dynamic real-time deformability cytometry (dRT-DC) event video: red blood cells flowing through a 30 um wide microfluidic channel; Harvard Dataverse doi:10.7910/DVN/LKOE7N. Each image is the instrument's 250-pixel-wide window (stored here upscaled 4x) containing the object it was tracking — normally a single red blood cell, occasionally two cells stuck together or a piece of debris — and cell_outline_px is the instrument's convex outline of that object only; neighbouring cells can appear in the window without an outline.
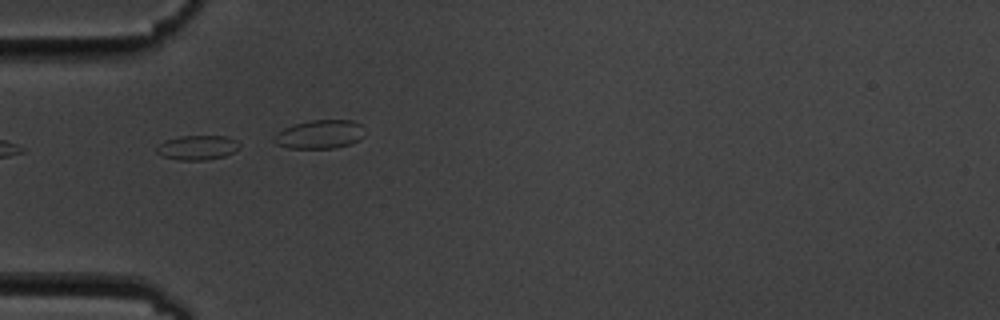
{"species": "common noctule bat (a hibernating species)", "species_latin": "Nyctalus noctula", "temperature_condition": "cold", "stored_images_in_passage": 3, "camera_frame_rate_fps": 3000, "um_per_image_px": 0.085, "animal": {"sex": "male", "body_mass_g": 19.5, "forearm_length_mm": 54.6}, "frame": {"image": 1, "passage_image": 1, "time_ms": 0.0, "image_size_px": [1000, 320], "cell_outline_px": [[240, 148], [224, 156], [208, 160], [180, 160], [160, 156], [156, 152], [156, 148], [160, 144], [168, 140], [180, 136], [228, 136], [236, 140], [240, 144]], "centroid_in_image_um": [16.8, 12.55], "position_along_channel_um": 68.2, "area_um2": 11.85}}
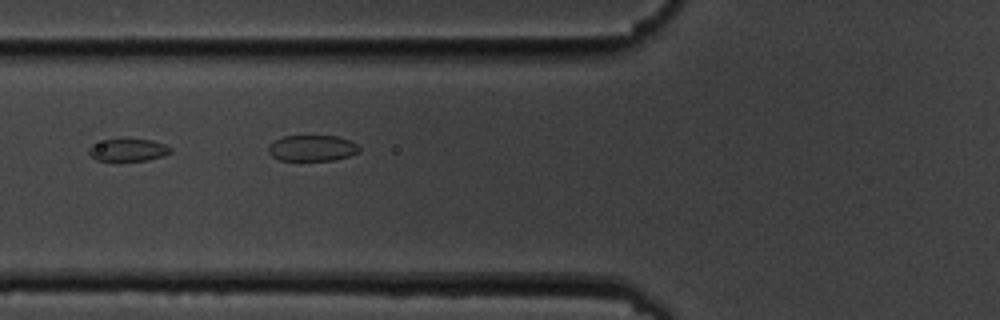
{"frame": {"image": 2, "passage_image": 2, "time_ms": 1.333, "image_size_px": [1000, 320], "cell_outline_px": [[172, 152], [164, 156], [148, 160], [116, 164], [96, 160], [88, 152], [88, 148], [92, 144], [104, 140], [152, 140], [164, 144], [172, 148]], "centroid_in_image_um": [10.87, 12.82], "position_along_channel_um": 114.9, "area_um2": 11.21}}